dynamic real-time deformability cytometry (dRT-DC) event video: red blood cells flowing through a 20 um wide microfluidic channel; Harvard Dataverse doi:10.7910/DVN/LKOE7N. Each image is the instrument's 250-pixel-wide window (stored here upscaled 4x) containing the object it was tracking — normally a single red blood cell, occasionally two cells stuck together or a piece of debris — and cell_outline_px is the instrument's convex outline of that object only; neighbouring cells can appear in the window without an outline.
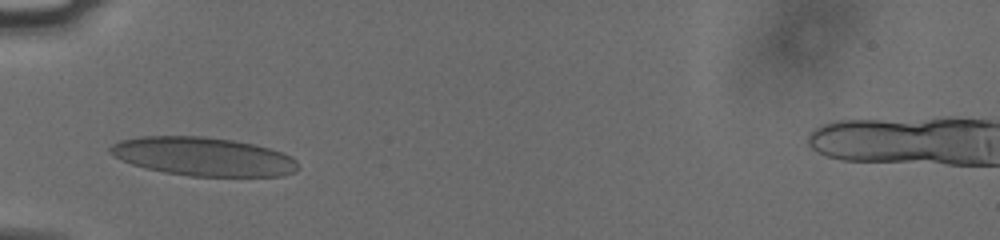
{"species": "human", "species_latin": "Homo sapiens", "temperature_condition": "cold", "stored_images_in_passage": 18, "camera_frame_rate_fps": 3000, "um_per_image_px": 0.085, "donor": {"sex": "male"}, "frame": {"image": 1, "passage_image": 5, "time_ms": 1.333, "image_size_px": [1000, 240], "cell_outline_px": [[300, 168], [296, 172], [284, 176], [192, 176], [164, 172], [144, 168], [120, 160], [112, 156], [108, 152], [108, 148], [112, 144], [120, 140], [140, 136], [204, 136], [232, 140], [252, 144], [268, 148], [292, 156], [296, 160]], "centroid_in_image_um": [17.25, 13.31], "position_along_channel_um": 67.7, "area_um2": 42.54}}
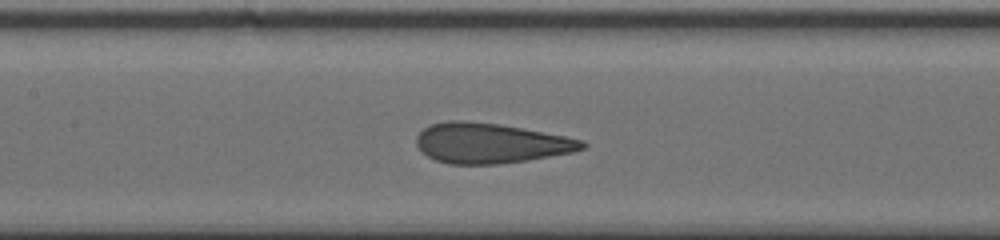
{"frame": {"image": 2, "passage_image": 10, "time_ms": 3.0, "image_size_px": [1000, 240], "cell_outline_px": [[588, 144], [584, 148], [572, 152], [528, 160], [500, 164], [448, 164], [436, 160], [428, 156], [416, 144], [416, 136], [424, 128], [432, 124], [448, 120], [464, 120], [500, 124], [564, 136], [584, 140]], "centroid_in_image_um": [41.69, 12.17], "position_along_channel_um": 165.7, "area_um2": 38.61}}
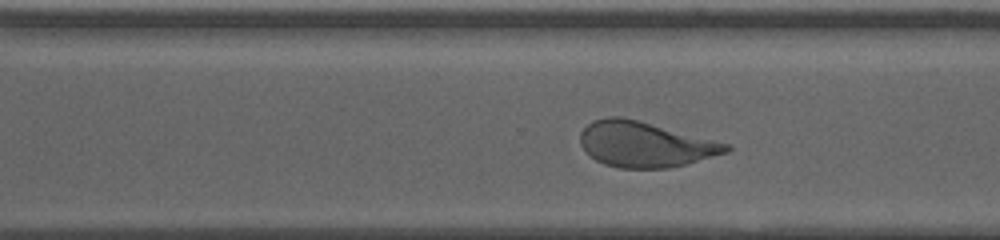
{"frame": {"image": 3, "passage_image": 17, "time_ms": 5.333, "image_size_px": [1000, 240], "cell_outline_px": [[732, 148], [728, 152], [684, 164], [668, 168], [620, 168], [604, 164], [596, 160], [580, 144], [580, 132], [592, 120], [608, 116], [620, 116], [636, 120], [728, 144]], "centroid_in_image_um": [54.77, 12.27], "position_along_channel_um": 315.8, "area_um2": 37.92}}